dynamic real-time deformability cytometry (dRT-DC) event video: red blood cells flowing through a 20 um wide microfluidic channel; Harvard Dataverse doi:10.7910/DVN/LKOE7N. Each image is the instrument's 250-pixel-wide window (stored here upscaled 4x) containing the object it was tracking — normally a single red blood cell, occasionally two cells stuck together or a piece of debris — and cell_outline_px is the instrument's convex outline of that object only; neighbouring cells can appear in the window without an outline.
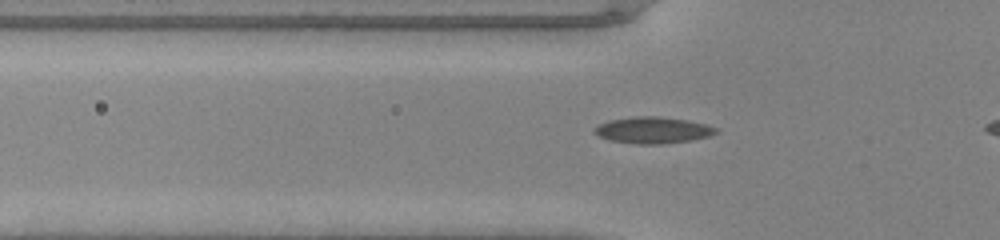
{"species": "common noctule bat (a hibernating species)", "species_latin": "Nyctalus noctula", "temperature_condition": "warm", "stored_images_in_passage": 36, "camera_frame_rate_fps": 3000, "um_per_image_px": 0.085, "animal": {"sex": "male", "body_mass_g": 20.0, "forearm_length_mm": 53.3}, "frame": {"image": 1, "passage_image": 10, "time_ms": 3.0, "image_size_px": [1000, 240], "cell_outline_px": [[720, 132], [708, 136], [692, 140], [660, 144], [636, 144], [608, 140], [592, 132], [592, 128], [596, 124], [608, 120], [636, 116], [656, 116], [688, 120], [708, 124], [716, 128]], "centroid_in_image_um": [55.46, 11.06], "position_along_channel_um": 70.3, "area_um2": 19.02}}
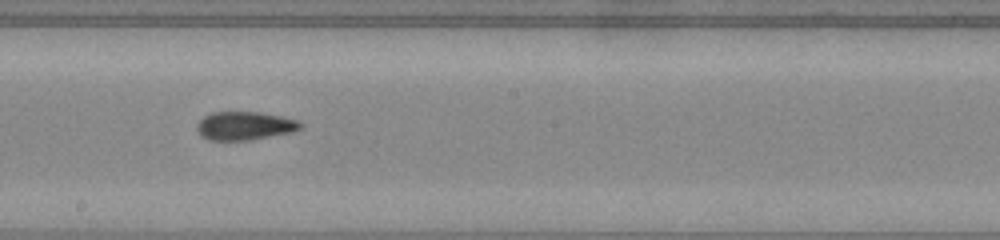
{"frame": {"image": 2, "passage_image": 21, "time_ms": 6.667, "image_size_px": [1000, 240], "cell_outline_px": [[304, 124], [300, 128], [292, 132], [252, 140], [208, 140], [200, 136], [196, 128], [196, 124], [204, 116], [212, 112], [260, 112], [300, 120]], "centroid_in_image_um": [20.8, 10.69], "position_along_channel_um": 227.4, "area_um2": 17.34}}
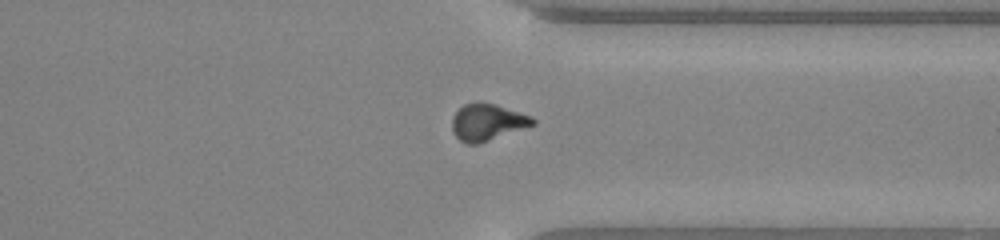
{"frame": {"image": 3, "passage_image": 31, "time_ms": 10.0, "image_size_px": [1000, 240], "cell_outline_px": [[536, 124], [476, 144], [468, 144], [460, 140], [452, 132], [452, 116], [464, 104], [476, 100], [480, 100], [496, 104], [532, 116], [536, 120]], "centroid_in_image_um": [41.41, 10.35], "position_along_channel_um": 370.0, "area_um2": 17.4}}